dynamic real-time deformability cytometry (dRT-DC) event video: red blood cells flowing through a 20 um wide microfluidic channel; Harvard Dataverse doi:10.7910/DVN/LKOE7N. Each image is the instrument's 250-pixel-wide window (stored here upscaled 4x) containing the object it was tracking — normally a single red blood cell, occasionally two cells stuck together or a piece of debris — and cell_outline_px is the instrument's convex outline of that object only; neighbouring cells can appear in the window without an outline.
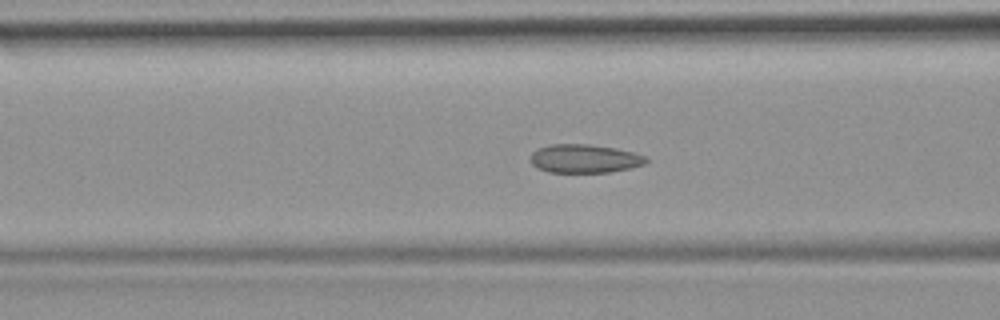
{"species": "common noctule bat (a hibernating species)", "species_latin": "Nyctalus noctula", "temperature_condition": "room temperature", "stored_images_in_passage": 48, "camera_frame_rate_fps": 3000, "um_per_image_px": 0.085, "animal": {"sex": "female", "body_mass_g": 19.9}, "frame": {"image": 1, "passage_image": 15, "time_ms": 4.667, "image_size_px": [1000, 320], "cell_outline_px": [[648, 160], [644, 164], [632, 168], [612, 172], [548, 172], [536, 168], [528, 160], [532, 152], [536, 148], [552, 144], [588, 144], [616, 148], [632, 152], [644, 156]], "centroid_in_image_um": [49.63, 13.48], "position_along_channel_um": 117.0, "area_um2": 19.42}}
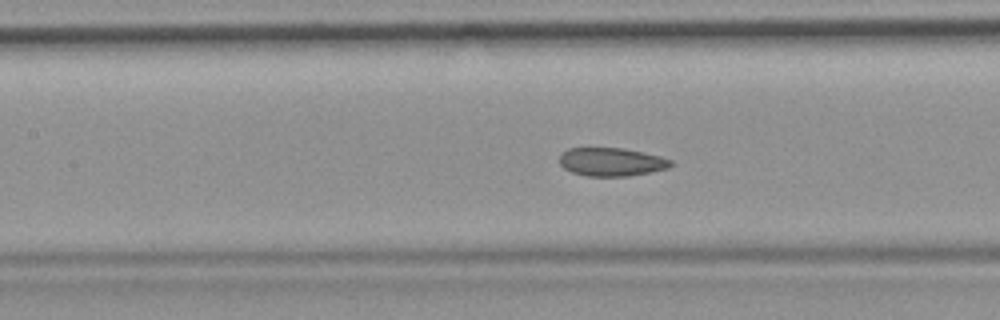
{"frame": {"image": 2, "passage_image": 18, "time_ms": 5.667, "image_size_px": [1000, 320], "cell_outline_px": [[672, 164], [668, 168], [628, 176], [588, 176], [572, 172], [564, 168], [560, 164], [560, 152], [568, 148], [624, 148], [660, 156], [672, 160]], "centroid_in_image_um": [51.94, 13.75], "position_along_channel_um": 155.5, "area_um2": 18.32}}
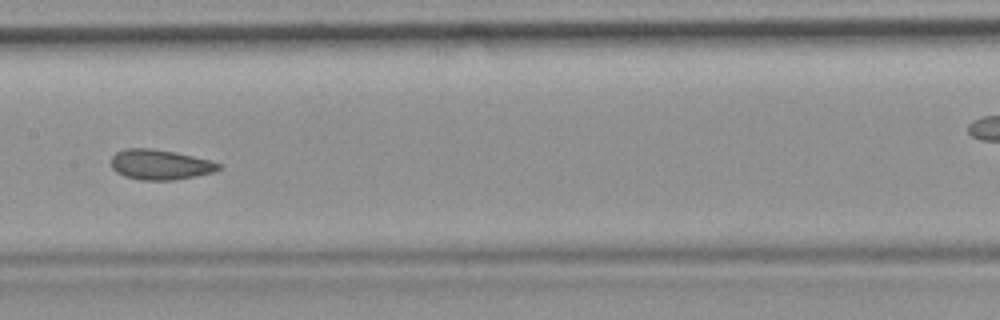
{"frame": {"image": 3, "passage_image": 21, "time_ms": 6.667, "image_size_px": [1000, 320], "cell_outline_px": [[220, 168], [212, 172], [172, 180], [140, 180], [124, 176], [116, 172], [112, 168], [112, 156], [116, 152], [124, 148], [152, 148], [192, 156], [208, 160], [220, 164]], "centroid_in_image_um": [13.53, 13.99], "position_along_channel_um": 193.9, "area_um2": 18.55}, "authors_computed_cell_mechanics": {"area_um2": 19.3919, "velocity_mm_per_s": 3.8423, "shape_relaxation_time_tau1_ms": null, "shape_relaxation_time_tau2_ms": 1.7201, "deformation_change_tau1": null, "deformation_change_tau2": 0.0707}}